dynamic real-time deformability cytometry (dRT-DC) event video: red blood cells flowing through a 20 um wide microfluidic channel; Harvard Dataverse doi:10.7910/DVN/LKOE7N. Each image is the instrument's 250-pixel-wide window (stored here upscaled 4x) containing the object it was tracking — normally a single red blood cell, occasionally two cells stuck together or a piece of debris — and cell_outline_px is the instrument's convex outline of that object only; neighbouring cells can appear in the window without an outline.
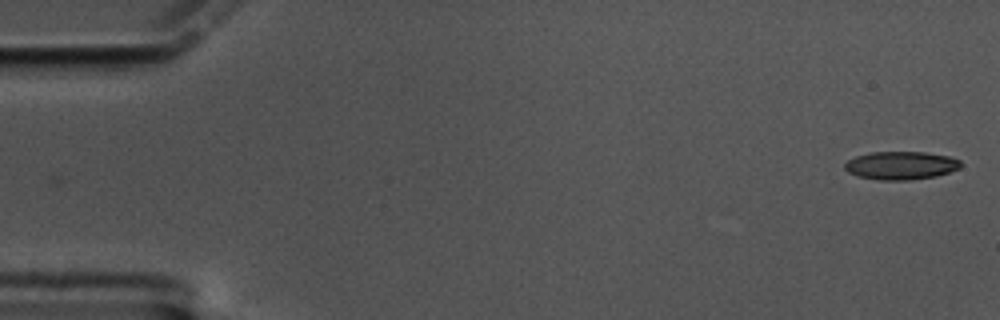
{"species": "common noctule bat (a hibernating species)", "species_latin": "Nyctalus noctula", "temperature_condition": "cold", "stored_images_in_passage": 12, "camera_frame_rate_fps": 3000, "um_per_image_px": 0.085, "animal": {"sex": "male", "body_mass_g": 17.5, "forearm_length_mm": 52.3}, "frame": {"image": 1, "passage_image": 1, "time_ms": 0.0, "image_size_px": [1000, 320], "cell_outline_px": [[964, 164], [960, 168], [936, 176], [908, 180], [880, 180], [856, 176], [848, 172], [844, 168], [844, 164], [848, 160], [856, 156], [872, 152], [924, 152], [948, 156], [960, 160]], "centroid_in_image_um": [76.58, 14.06], "position_along_channel_um": 8.4, "area_um2": 19.07}}